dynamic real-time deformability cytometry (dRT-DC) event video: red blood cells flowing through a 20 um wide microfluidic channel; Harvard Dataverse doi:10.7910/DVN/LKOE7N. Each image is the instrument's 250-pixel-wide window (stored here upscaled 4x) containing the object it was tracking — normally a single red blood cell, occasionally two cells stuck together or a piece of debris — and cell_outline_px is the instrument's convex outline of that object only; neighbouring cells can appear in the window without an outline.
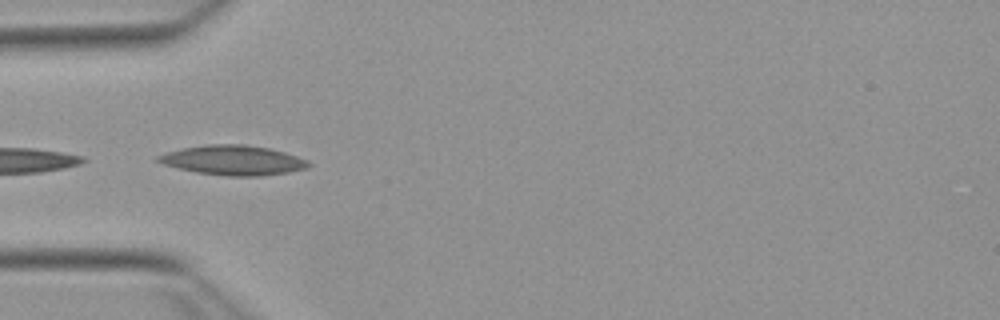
{"species": "Egyptian fruit bat (a non-hibernating species)", "species_latin": "Rousettus aegyptiacus", "temperature_condition": "warm", "stored_images_in_passage": 22, "camera_frame_rate_fps": 3000, "um_per_image_px": 0.085, "animal": {"sex": "female"}, "frame": {"image": 1, "passage_image": 1, "time_ms": 0.0, "image_size_px": [1000, 320], "cell_outline_px": [[312, 164], [308, 168], [288, 172], [260, 176], [228, 176], [196, 172], [164, 164], [156, 160], [156, 156], [168, 152], [184, 148], [208, 144], [244, 144], [268, 148], [284, 152], [308, 160]], "centroid_in_image_um": [19.85, 13.62], "position_along_channel_um": 65.1, "area_um2": 25.84}}